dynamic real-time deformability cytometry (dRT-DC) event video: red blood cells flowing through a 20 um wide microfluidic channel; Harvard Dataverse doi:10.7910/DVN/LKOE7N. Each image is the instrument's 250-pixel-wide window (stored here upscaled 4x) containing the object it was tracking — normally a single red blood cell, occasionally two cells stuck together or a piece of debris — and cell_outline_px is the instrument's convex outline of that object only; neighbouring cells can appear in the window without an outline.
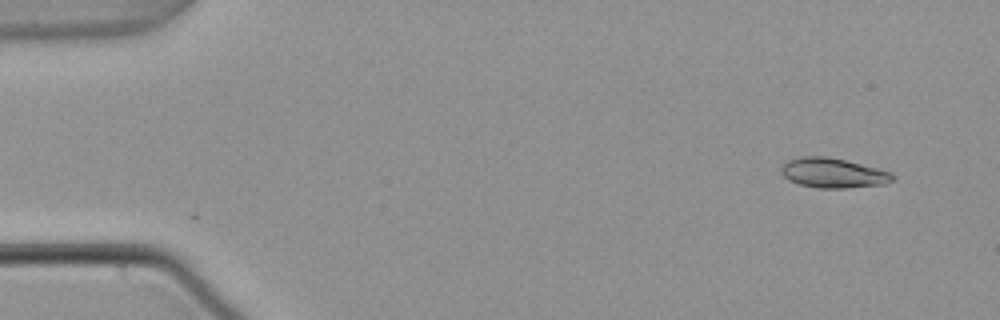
{"species": "common noctule bat (a hibernating species)", "species_latin": "Nyctalus noctula", "temperature_condition": "warm", "stored_images_in_passage": 52, "camera_frame_rate_fps": 3000, "um_per_image_px": 0.085, "animal": {"sex": "male", "body_mass_g": 21.5, "forearm_length_mm": 52.0}, "frame": {"image": 1, "passage_image": 2, "time_ms": 0.333, "image_size_px": [1000, 320], "cell_outline_px": [[896, 180], [884, 184], [848, 188], [816, 188], [800, 184], [788, 180], [780, 172], [780, 168], [788, 160], [800, 156], [828, 156], [892, 172], [896, 176]], "centroid_in_image_um": [70.82, 14.71], "position_along_channel_um": 14.2, "area_um2": 19.48}}
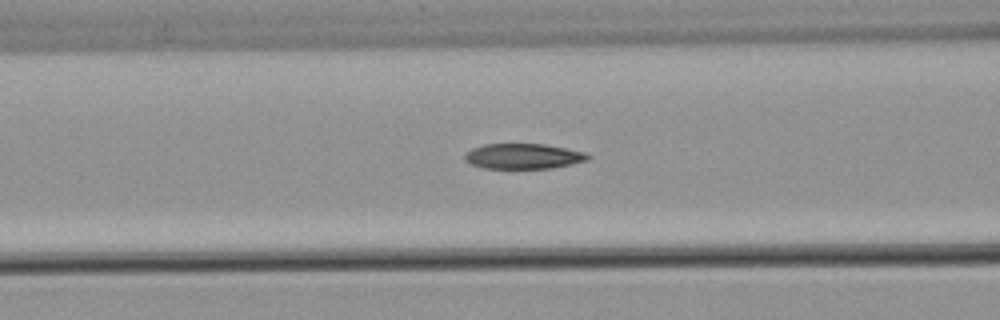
{"frame": {"image": 2, "passage_image": 20, "time_ms": 6.333, "image_size_px": [1000, 320], "cell_outline_px": [[592, 156], [588, 160], [572, 164], [552, 168], [484, 168], [472, 164], [464, 160], [464, 152], [472, 148], [484, 144], [544, 144], [588, 152]], "centroid_in_image_um": [44.5, 13.27], "position_along_channel_um": 122.1, "area_um2": 18.32}}
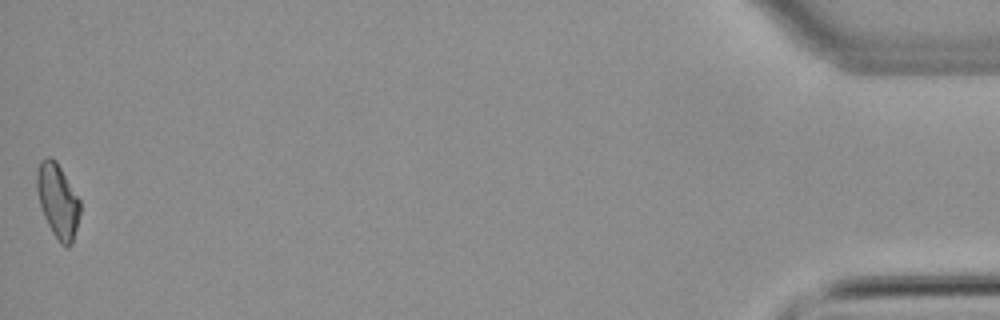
{"frame": {"image": 3, "passage_image": 52, "time_ms": 17.0, "image_size_px": [1000, 320], "cell_outline_px": [[80, 212], [72, 244], [68, 248], [60, 244], [52, 232], [44, 216], [40, 204], [36, 188], [36, 176], [40, 160], [48, 156], [52, 156], [56, 160], [80, 200]], "centroid_in_image_um": [4.9, 17.06], "position_along_channel_um": 430.3, "area_um2": 18.67}, "authors_computed_cell_mechanics": {"area_um2": 18.8428, "velocity_mm_per_s": 3.8041, "shape_relaxation_time_tau1_ms": 8.3471, "shape_relaxation_time_tau2_ms": 3.5382, "deformation_change_tau1": 0.2255, "deformation_change_tau2": 0.0952}}